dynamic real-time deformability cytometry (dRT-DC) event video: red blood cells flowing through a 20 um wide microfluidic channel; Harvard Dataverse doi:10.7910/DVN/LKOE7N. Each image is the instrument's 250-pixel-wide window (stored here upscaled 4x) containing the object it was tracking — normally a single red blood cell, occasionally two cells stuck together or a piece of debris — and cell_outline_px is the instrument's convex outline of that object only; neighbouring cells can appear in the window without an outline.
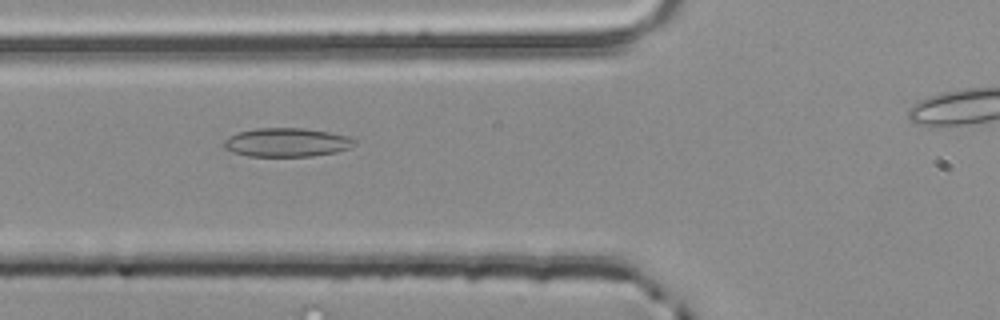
{"species": "common noctule bat (a hibernating species)", "species_latin": "Nyctalus noctula", "temperature_condition": "room temperature", "stored_images_in_passage": 32, "camera_frame_rate_fps": 3000, "um_per_image_px": 0.085, "animal": {"sex": "male", "body_mass_g": 20.4}, "frame": {"image": 1, "passage_image": 5, "time_ms": 1.333, "image_size_px": [1000, 320], "cell_outline_px": [[356, 144], [348, 148], [336, 152], [312, 156], [248, 156], [232, 152], [224, 148], [224, 140], [228, 136], [236, 132], [256, 128], [304, 128], [328, 132], [348, 136], [356, 140]], "centroid_in_image_um": [24.34, 12.1], "position_along_channel_um": 101.5, "area_um2": 21.96}}
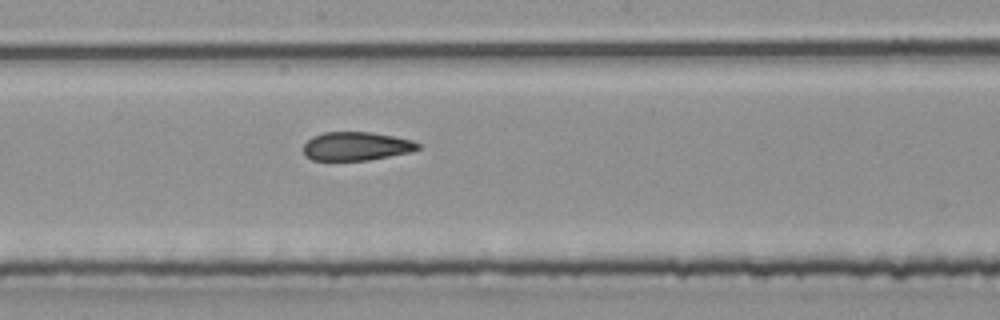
{"frame": {"image": 2, "passage_image": 14, "time_ms": 4.333, "image_size_px": [1000, 320], "cell_outline_px": [[420, 148], [408, 152], [368, 160], [312, 160], [304, 156], [304, 144], [312, 136], [324, 132], [372, 132], [412, 140], [420, 144]], "centroid_in_image_um": [30.24, 12.42], "position_along_channel_um": 218.0, "area_um2": 18.96}}
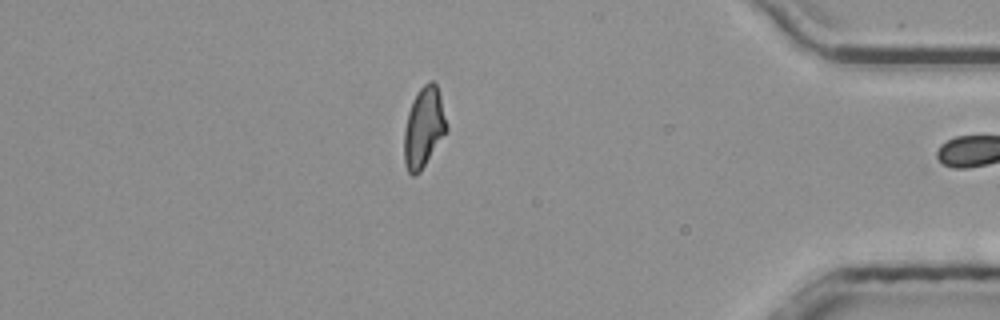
{"frame": {"image": 3, "passage_image": 31, "time_ms": 10.0, "image_size_px": [1000, 320], "cell_outline_px": [[448, 128], [420, 172], [416, 176], [412, 176], [408, 172], [404, 164], [404, 128], [408, 112], [412, 100], [416, 92], [428, 80], [432, 80], [436, 84], [440, 96]], "centroid_in_image_um": [35.99, 10.83], "position_along_channel_um": 399.2, "area_um2": 19.83}, "authors_computed_cell_mechanics": {"area_um2": 19.9988, "velocity_mm_per_s": 3.8656, "shape_relaxation_time_tau1_ms": null, "shape_relaxation_time_tau2_ms": 3.9414, "deformation_change_tau1": null, "deformation_change_tau2": 0.1029}}